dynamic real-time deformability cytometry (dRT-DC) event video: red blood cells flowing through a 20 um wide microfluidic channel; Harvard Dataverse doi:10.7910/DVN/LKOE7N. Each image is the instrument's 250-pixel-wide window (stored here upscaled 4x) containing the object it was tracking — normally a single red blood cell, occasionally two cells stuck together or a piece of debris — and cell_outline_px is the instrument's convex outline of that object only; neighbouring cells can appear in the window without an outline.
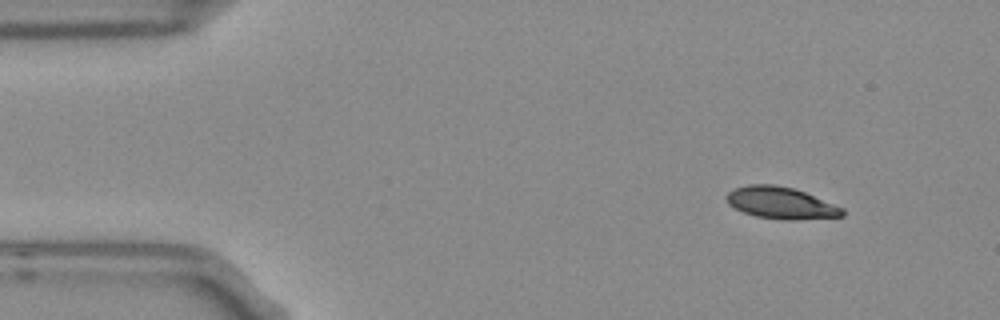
{"species": "Egyptian fruit bat (a non-hibernating species)", "species_latin": "Rousettus aegyptiacus", "temperature_condition": "room temperature", "stored_images_in_passage": 8, "camera_frame_rate_fps": 3000, "um_per_image_px": 0.085, "frame": {"image": 1, "passage_image": 1, "time_ms": 0.0, "image_size_px": [1000, 320], "cell_outline_px": [[844, 216], [792, 220], [784, 220], [756, 216], [744, 212], [728, 204], [724, 196], [732, 188], [748, 184], [776, 184], [792, 188], [804, 192], [844, 208]], "centroid_in_image_um": [66.34, 17.24], "position_along_channel_um": 18.7, "area_um2": 21.5}}
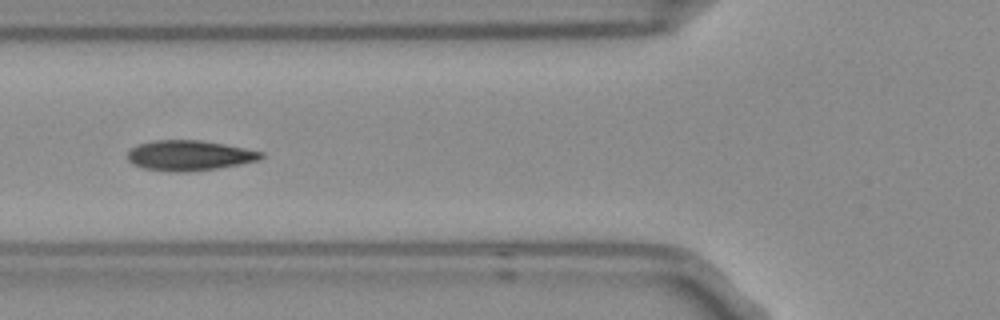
{"frame": {"image": 2, "passage_image": 5, "time_ms": 1.333, "image_size_px": [1000, 320], "cell_outline_px": [[264, 156], [260, 160], [240, 164], [216, 168], [184, 172], [176, 172], [144, 168], [132, 164], [128, 160], [128, 152], [136, 144], [156, 140], [200, 140], [224, 144], [264, 152]], "centroid_in_image_um": [16.09, 13.21], "position_along_channel_um": 109.7, "area_um2": 23.41}}
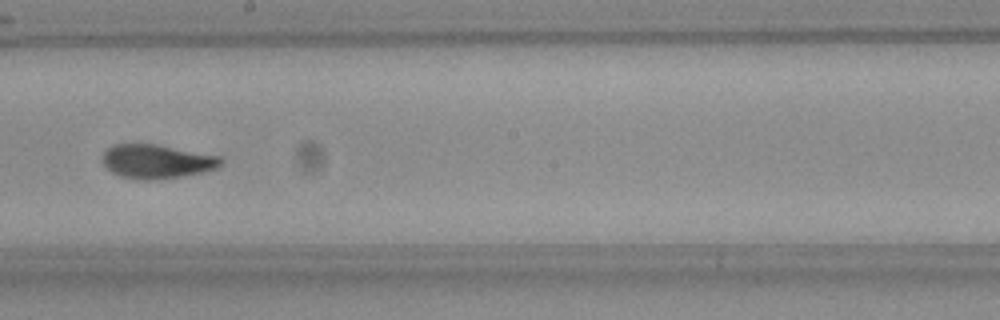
{"frame": {"image": 3, "passage_image": 8, "time_ms": 2.333, "image_size_px": [1000, 320], "cell_outline_px": [[224, 160], [216, 168], [200, 172], [180, 176], [148, 180], [144, 180], [124, 176], [112, 172], [100, 160], [104, 152], [112, 144], [156, 144], [220, 156]], "centroid_in_image_um": [13.3, 13.7], "position_along_channel_um": 234.9, "area_um2": 23.06}}